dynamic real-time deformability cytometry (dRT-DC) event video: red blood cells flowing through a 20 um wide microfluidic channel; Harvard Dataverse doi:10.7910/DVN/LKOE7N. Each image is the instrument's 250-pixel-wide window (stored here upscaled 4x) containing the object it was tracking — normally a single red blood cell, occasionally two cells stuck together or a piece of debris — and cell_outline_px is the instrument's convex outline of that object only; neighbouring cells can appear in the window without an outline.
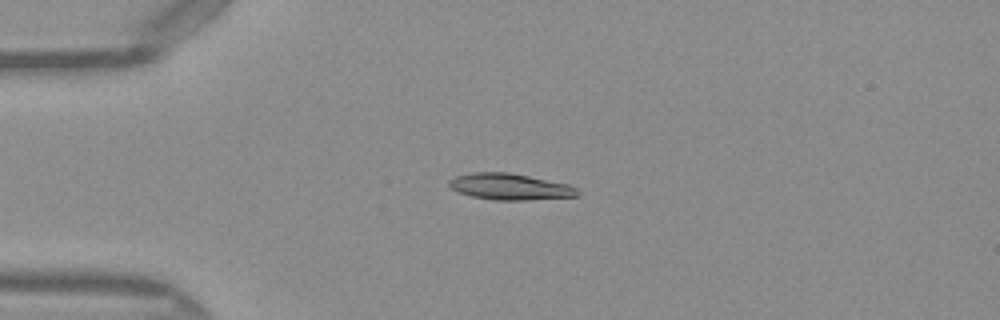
{"species": "Egyptian fruit bat (a non-hibernating species)", "species_latin": "Rousettus aegyptiacus", "temperature_condition": "warm", "stored_images_in_passage": 38, "camera_frame_rate_fps": 3000, "um_per_image_px": 0.085, "frame": {"image": 1, "passage_image": 6, "time_ms": 1.667, "image_size_px": [1000, 320], "cell_outline_px": [[580, 196], [528, 200], [496, 200], [472, 196], [460, 192], [452, 188], [448, 184], [448, 180], [456, 176], [472, 172], [508, 172], [572, 184], [580, 192]], "centroid_in_image_um": [43.41, 15.86], "position_along_channel_um": 41.6, "area_um2": 19.83}}
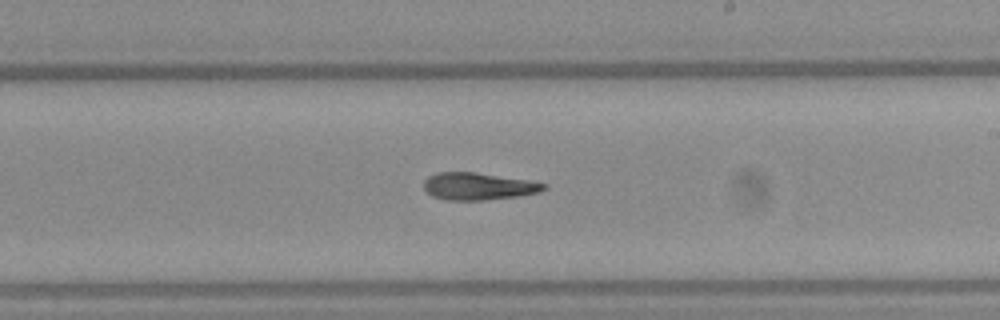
{"frame": {"image": 2, "passage_image": 23, "time_ms": 7.333, "image_size_px": [1000, 320], "cell_outline_px": [[548, 188], [540, 192], [520, 196], [484, 200], [448, 200], [432, 196], [424, 188], [424, 180], [428, 176], [436, 172], [476, 172], [528, 180], [548, 184]], "centroid_in_image_um": [40.68, 15.83], "position_along_channel_um": 248.3, "area_um2": 19.19}}
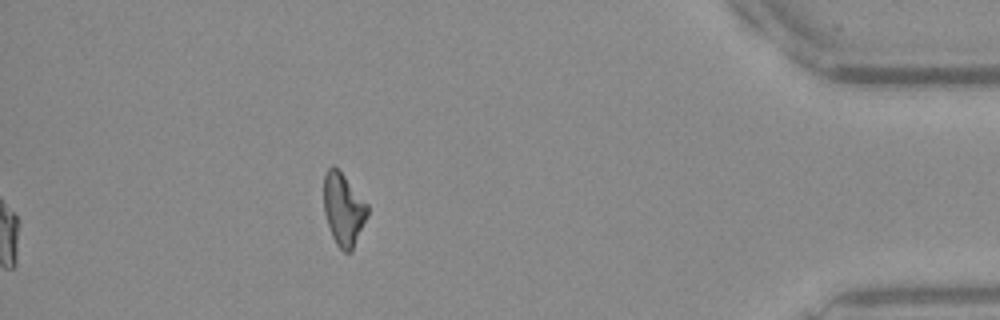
{"frame": {"image": 3, "passage_image": 38, "time_ms": 12.333, "image_size_px": [1000, 320], "cell_outline_px": [[368, 216], [352, 252], [344, 252], [336, 244], [332, 236], [324, 212], [324, 172], [332, 164], [344, 176], [368, 204]], "centroid_in_image_um": [29.2, 17.81], "position_along_channel_um": 406.0, "area_um2": 18.44}, "authors_computed_cell_mechanics": {"area_um2": 19.4497, "velocity_mm_per_s": 4.1124, "shape_relaxation_time_tau1_ms": 5.0661, "shape_relaxation_time_tau2_ms": 7.5634, "deformation_change_tau1": 0.1623, "deformation_change_tau2": 0.1795}}